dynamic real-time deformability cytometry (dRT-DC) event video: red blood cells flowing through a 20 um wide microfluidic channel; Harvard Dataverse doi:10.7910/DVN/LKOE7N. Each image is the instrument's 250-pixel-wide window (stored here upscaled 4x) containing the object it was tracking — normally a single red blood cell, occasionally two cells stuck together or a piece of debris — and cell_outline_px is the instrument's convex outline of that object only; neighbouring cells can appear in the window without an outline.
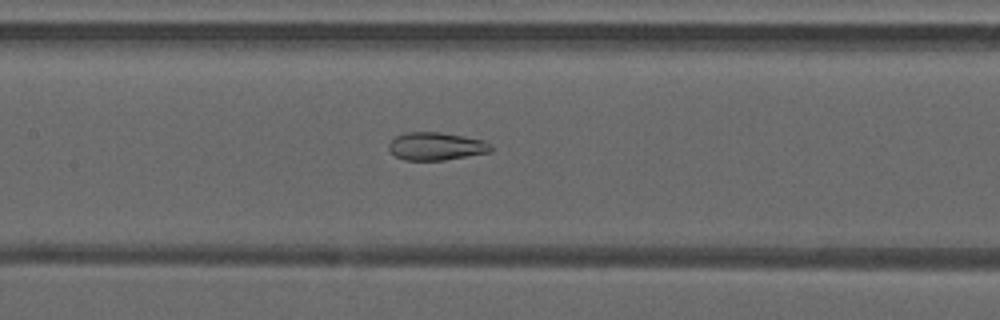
{"species": "common noctule bat (a hibernating species)", "species_latin": "Nyctalus noctula", "temperature_condition": "warm", "stored_images_in_passage": 48, "camera_frame_rate_fps": 3000, "um_per_image_px": 0.085, "animal": {"sex": "male", "forearm_length_mm": 52.5}, "frame": {"image": 1, "passage_image": 23, "time_ms": 7.333, "image_size_px": [1000, 320], "cell_outline_px": [[492, 152], [444, 160], [404, 160], [396, 156], [388, 148], [388, 144], [396, 136], [408, 132], [440, 132], [464, 136], [484, 140], [492, 148]], "centroid_in_image_um": [37.08, 12.43], "position_along_channel_um": 170.3, "area_um2": 16.53}}
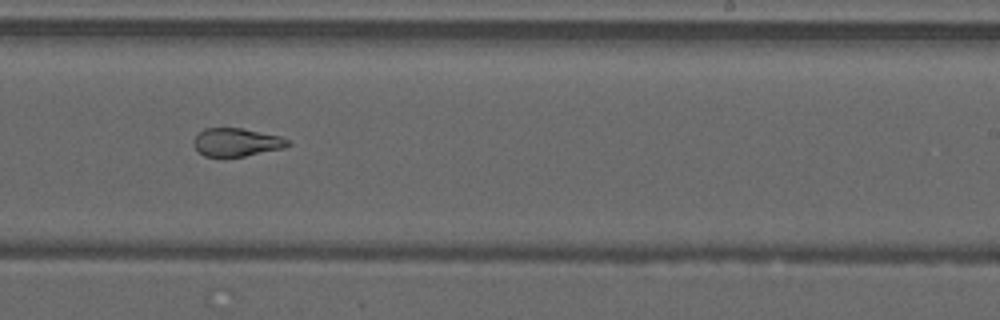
{"frame": {"image": 2, "passage_image": 30, "time_ms": 9.667, "image_size_px": [1000, 320], "cell_outline_px": [[292, 144], [284, 148], [224, 160], [204, 156], [192, 144], [192, 140], [204, 128], [240, 128], [280, 136], [288, 140]], "centroid_in_image_um": [20.06, 12.13], "position_along_channel_um": 268.9, "area_um2": 15.9}}
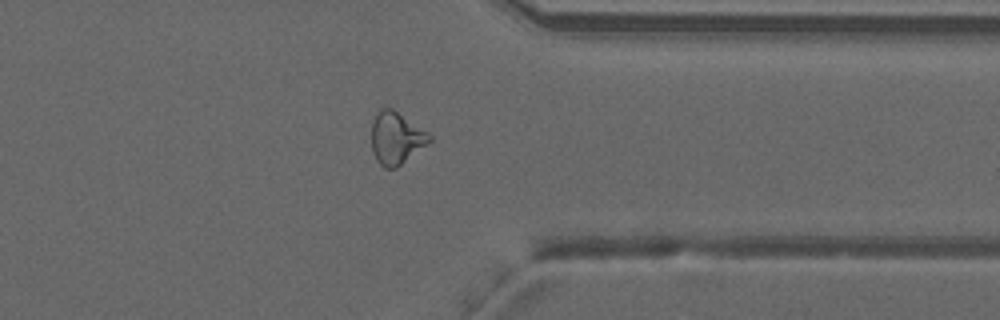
{"frame": {"image": 3, "passage_image": 38, "time_ms": 12.333, "image_size_px": [1000, 320], "cell_outline_px": [[432, 140], [428, 144], [396, 168], [384, 168], [376, 160], [372, 152], [372, 124], [376, 112], [380, 108], [392, 108], [428, 132], [432, 136]], "centroid_in_image_um": [33.67, 11.74], "position_along_channel_um": 377.7, "area_um2": 17.69}, "authors_computed_cell_mechanics": {"area_um2": 20.4323, "velocity_mm_per_s": 4.238, "shape_relaxation_time_tau1_ms": null, "shape_relaxation_time_tau2_ms": 1.3111, "deformation_change_tau1": null, "deformation_change_tau2": 0.0851}}